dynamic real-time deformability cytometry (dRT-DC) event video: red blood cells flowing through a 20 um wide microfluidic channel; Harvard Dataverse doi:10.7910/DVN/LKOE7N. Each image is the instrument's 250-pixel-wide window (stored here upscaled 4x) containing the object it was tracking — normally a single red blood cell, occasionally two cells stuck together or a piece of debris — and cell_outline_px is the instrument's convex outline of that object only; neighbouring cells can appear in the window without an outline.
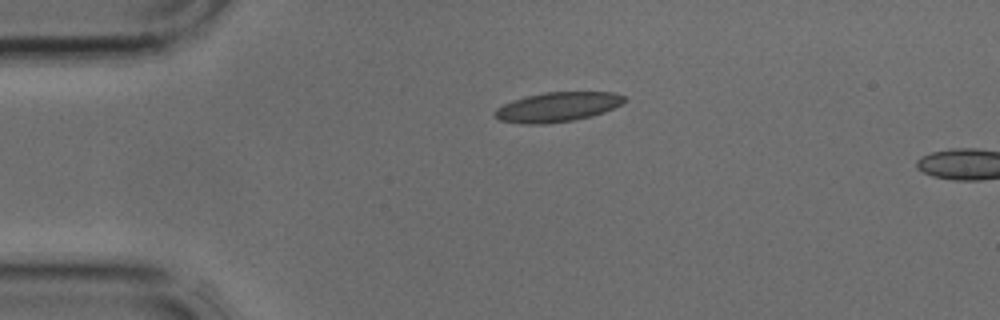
{"species": "common noctule bat (a hibernating species)", "species_latin": "Nyctalus noctula", "temperature_condition": "cold", "stored_images_in_passage": 3, "camera_frame_rate_fps": 3000, "um_per_image_px": 0.085, "animal": {"sex": "male", "body_mass_g": 17.9, "forearm_length_mm": 54.2}, "frame": {"image": 1, "passage_image": 1, "time_ms": 0.0, "image_size_px": [1000, 320], "cell_outline_px": [[628, 100], [604, 112], [592, 116], [572, 120], [544, 124], [520, 124], [500, 120], [496, 116], [496, 108], [512, 100], [524, 96], [544, 92], [612, 92], [624, 96]], "centroid_in_image_um": [47.38, 9.09], "position_along_channel_um": 37.6, "area_um2": 22.25}}